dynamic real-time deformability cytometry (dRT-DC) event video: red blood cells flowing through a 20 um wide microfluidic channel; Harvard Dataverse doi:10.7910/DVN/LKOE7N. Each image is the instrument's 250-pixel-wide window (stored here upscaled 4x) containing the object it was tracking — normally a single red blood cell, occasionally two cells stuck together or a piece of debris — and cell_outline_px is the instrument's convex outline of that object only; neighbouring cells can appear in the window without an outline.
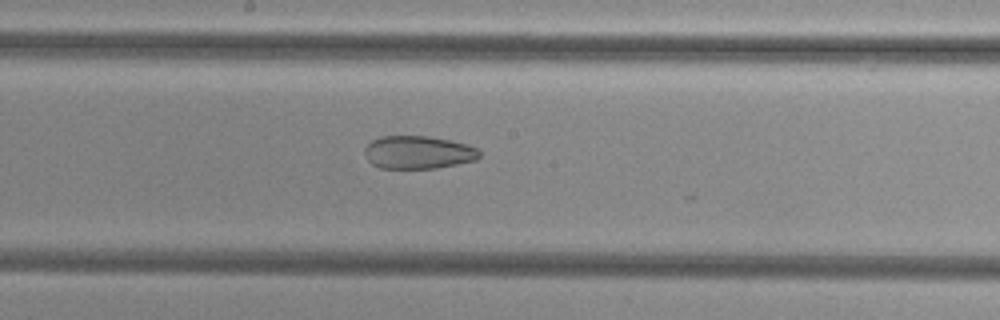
{"species": "common noctule bat (a hibernating species)", "species_latin": "Nyctalus noctula", "temperature_condition": "cold", "stored_images_in_passage": 31, "camera_frame_rate_fps": 3000, "um_per_image_px": 0.085, "animal": {"sex": "female", "body_mass_g": 29.2, "forearm_length_mm": 56.3}, "frame": {"image": 1, "passage_image": 30, "time_ms": 9.667, "image_size_px": [1000, 320], "cell_outline_px": [[480, 156], [476, 160], [436, 168], [380, 168], [372, 164], [364, 156], [364, 148], [372, 140], [380, 136], [428, 136], [452, 140], [476, 148], [480, 152]], "centroid_in_image_um": [35.51, 12.94], "position_along_channel_um": 212.7, "area_um2": 22.08}}